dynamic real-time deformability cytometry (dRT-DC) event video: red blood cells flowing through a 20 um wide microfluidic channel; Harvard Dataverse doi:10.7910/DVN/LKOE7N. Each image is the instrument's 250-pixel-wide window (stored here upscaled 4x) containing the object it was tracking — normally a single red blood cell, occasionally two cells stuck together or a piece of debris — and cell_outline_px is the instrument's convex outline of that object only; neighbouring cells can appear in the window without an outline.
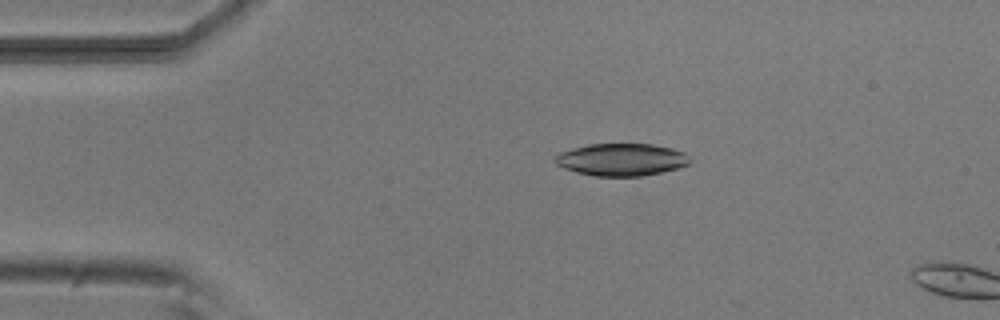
{"species": "common noctule bat (a hibernating species)", "species_latin": "Nyctalus noctula", "temperature_condition": "room temperature", "stored_images_in_passage": 4, "camera_frame_rate_fps": 3000, "um_per_image_px": 0.085, "animal": {"sex": "male", "body_mass_g": 20.5, "forearm_length_mm": 52.5}, "frame": {"image": 1, "passage_image": 3, "time_ms": 3.0, "image_size_px": [1000, 320], "cell_outline_px": [[692, 164], [660, 172], [640, 176], [596, 176], [576, 172], [564, 168], [556, 164], [556, 156], [560, 152], [572, 148], [588, 144], [652, 144], [672, 148], [684, 152], [692, 160]], "centroid_in_image_um": [52.85, 13.56], "position_along_channel_um": 32.2, "area_um2": 25.37}}